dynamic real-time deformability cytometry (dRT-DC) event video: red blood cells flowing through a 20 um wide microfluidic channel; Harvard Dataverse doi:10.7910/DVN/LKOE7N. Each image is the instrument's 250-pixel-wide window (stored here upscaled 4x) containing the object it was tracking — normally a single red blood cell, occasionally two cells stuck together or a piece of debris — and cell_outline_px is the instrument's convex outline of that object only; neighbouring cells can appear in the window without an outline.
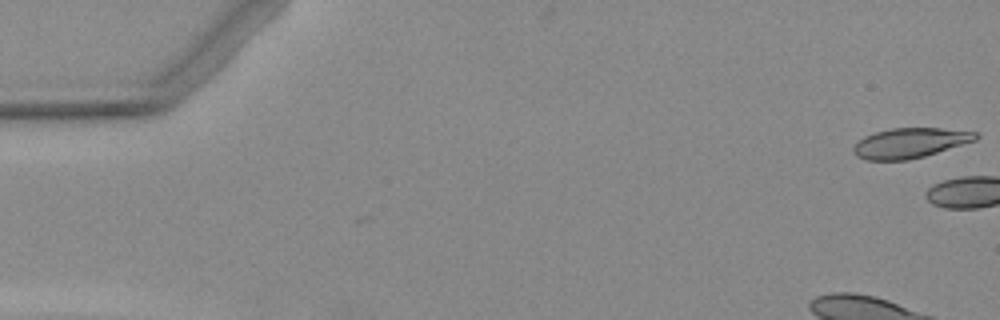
{"species": "Egyptian fruit bat (a non-hibernating species)", "species_latin": "Rousettus aegyptiacus", "temperature_condition": "warm", "stored_images_in_passage": 6, "camera_frame_rate_fps": 3000, "um_per_image_px": 0.085, "animal": {"sex": "female"}, "frame": {"image": 1, "passage_image": 1, "time_ms": 0.0, "image_size_px": [1000, 320], "cell_outline_px": [[980, 136], [976, 140], [924, 156], [908, 160], [868, 160], [856, 156], [852, 148], [864, 136], [876, 132], [892, 128], [940, 128], [976, 132]], "centroid_in_image_um": [77.35, 12.15], "position_along_channel_um": 7.7, "area_um2": 21.15}}
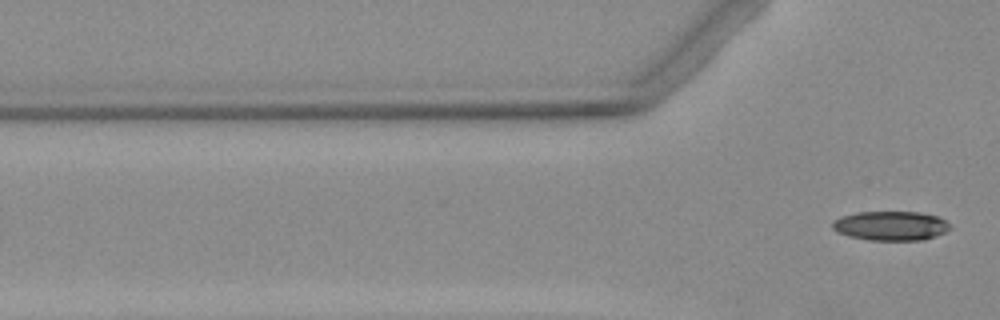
{"frame": {"image": 2, "passage_image": 6, "time_ms": 9.0, "image_size_px": [1000, 320], "cell_outline_px": [[952, 228], [944, 232], [924, 240], [868, 240], [848, 236], [832, 228], [832, 224], [840, 216], [860, 212], [920, 212], [936, 216], [944, 220]], "centroid_in_image_um": [75.72, 19.19], "position_along_channel_um": 50.1, "area_um2": 19.88}}